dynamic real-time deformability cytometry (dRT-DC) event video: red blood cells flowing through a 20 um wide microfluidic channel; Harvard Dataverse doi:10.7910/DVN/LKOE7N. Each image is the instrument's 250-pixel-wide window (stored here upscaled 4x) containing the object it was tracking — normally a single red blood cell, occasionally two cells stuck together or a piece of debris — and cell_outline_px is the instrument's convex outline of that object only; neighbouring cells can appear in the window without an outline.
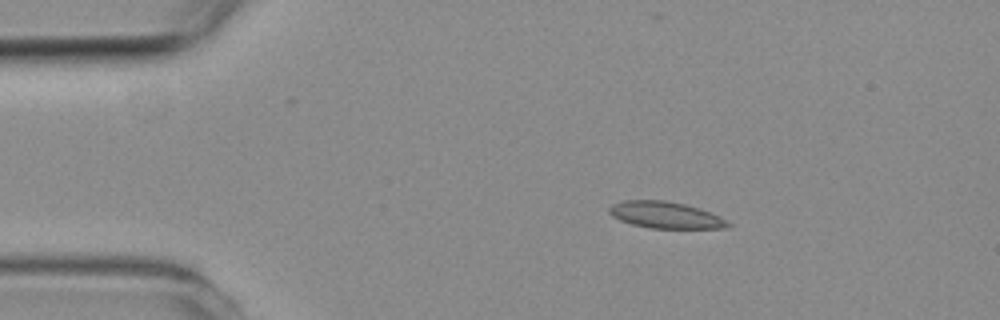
{"species": "common noctule bat (a hibernating species)", "species_latin": "Nyctalus noctula", "temperature_condition": "room temperature", "stored_images_in_passage": 5, "camera_frame_rate_fps": 3000, "um_per_image_px": 0.085, "animal": {"sex": "female", "body_mass_g": 19.3, "forearm_length_mm": 54.1}, "frame": {"image": 1, "passage_image": 1, "time_ms": 0.0, "image_size_px": [1000, 320], "cell_outline_px": [[732, 224], [728, 228], [652, 228], [632, 224], [620, 220], [612, 216], [608, 212], [608, 208], [612, 204], [624, 200], [664, 200], [684, 204], [700, 208], [720, 216]], "centroid_in_image_um": [56.57, 18.27], "position_along_channel_um": 28.4, "area_um2": 18.44}}
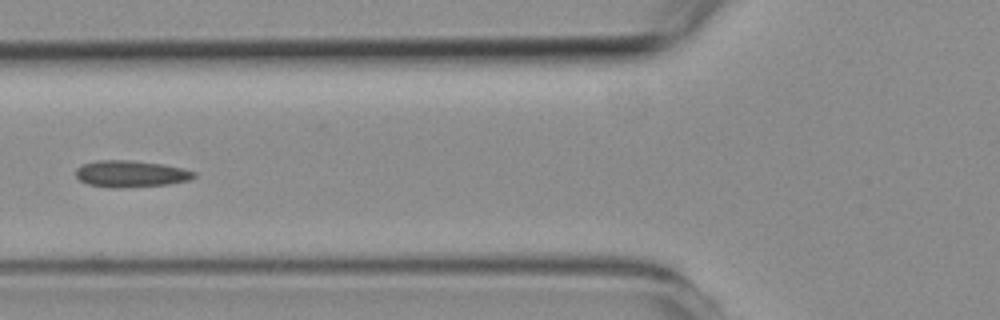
{"frame": {"image": 2, "passage_image": 4, "time_ms": 3.667, "image_size_px": [1000, 320], "cell_outline_px": [[196, 176], [188, 180], [168, 184], [120, 188], [112, 188], [88, 184], [80, 180], [76, 176], [76, 168], [84, 164], [96, 160], [132, 160], [164, 164], [184, 168], [196, 172]], "centroid_in_image_um": [11.13, 14.77], "position_along_channel_um": 114.7, "area_um2": 18.44}}
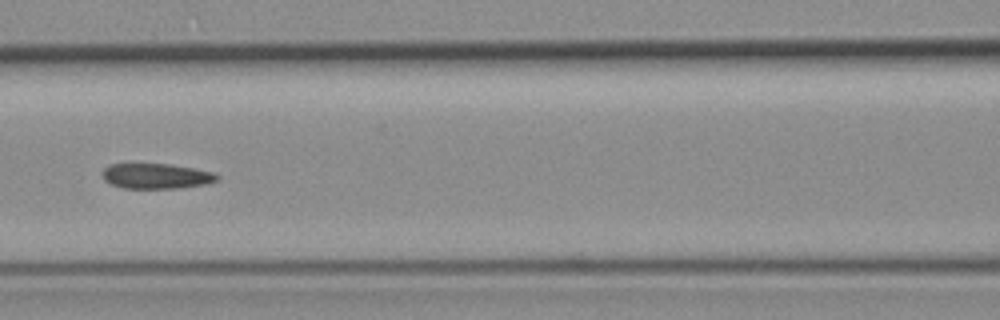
{"frame": {"image": 3, "passage_image": 5, "time_ms": 4.667, "image_size_px": [1000, 320], "cell_outline_px": [[220, 176], [216, 180], [204, 184], [180, 188], [124, 188], [112, 184], [104, 180], [104, 168], [108, 164], [168, 164], [192, 168], [212, 172]], "centroid_in_image_um": [13.27, 14.96], "position_along_channel_um": 153.3, "area_um2": 16.59}}